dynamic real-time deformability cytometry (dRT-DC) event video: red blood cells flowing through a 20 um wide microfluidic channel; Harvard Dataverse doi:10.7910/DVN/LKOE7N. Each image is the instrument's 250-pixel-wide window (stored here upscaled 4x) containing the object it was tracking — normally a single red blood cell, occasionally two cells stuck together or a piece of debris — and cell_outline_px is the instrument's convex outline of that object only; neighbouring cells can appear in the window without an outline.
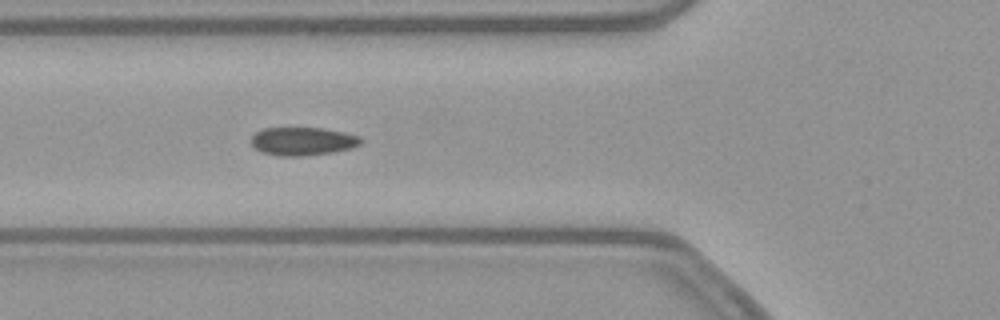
{"species": "common noctule bat (a hibernating species)", "species_latin": "Nyctalus noctula", "temperature_condition": "warm", "stored_images_in_passage": 39, "camera_frame_rate_fps": 3000, "um_per_image_px": 0.085, "animal": {"sex": "female", "body_mass_g": 21.9}, "frame": {"image": 1, "passage_image": 4, "time_ms": 1.0, "image_size_px": [1000, 320], "cell_outline_px": [[364, 140], [360, 144], [352, 148], [332, 152], [300, 156], [280, 156], [260, 152], [252, 144], [252, 136], [256, 132], [264, 128], [324, 128], [344, 132], [360, 136]], "centroid_in_image_um": [25.75, 12.0], "position_along_channel_um": 100.0, "area_um2": 18.03}}
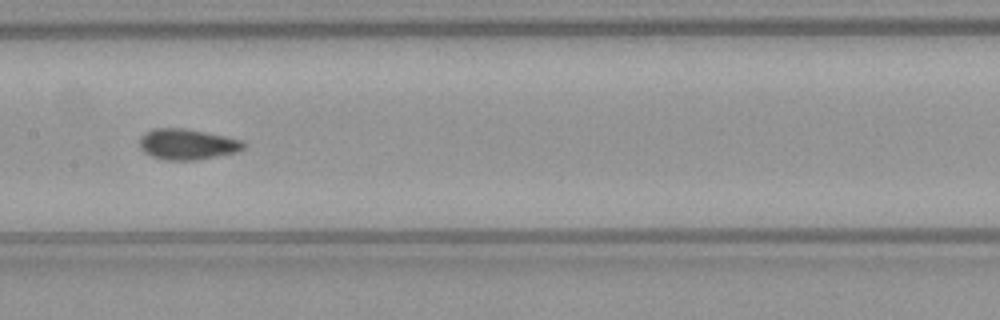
{"frame": {"image": 2, "passage_image": 11, "time_ms": 3.333, "image_size_px": [1000, 320], "cell_outline_px": [[244, 148], [236, 152], [196, 160], [164, 160], [152, 156], [144, 152], [140, 148], [140, 136], [144, 132], [152, 128], [184, 128], [224, 136], [240, 140], [244, 144]], "centroid_in_image_um": [15.85, 12.26], "position_along_channel_um": 191.5, "area_um2": 18.5}}
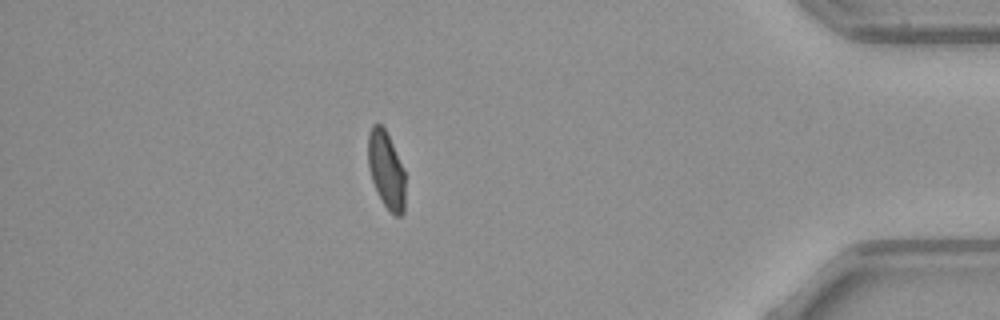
{"frame": {"image": 3, "passage_image": 31, "time_ms": 10.0, "image_size_px": [1000, 320], "cell_outline_px": [[404, 212], [400, 216], [396, 216], [388, 212], [372, 180], [368, 168], [368, 132], [372, 124], [380, 124], [384, 128], [404, 168]], "centroid_in_image_um": [32.82, 14.45], "position_along_channel_um": 402.4, "area_um2": 16.59}, "authors_computed_cell_mechanics": {"area_um2": 17.8602, "velocity_mm_per_s": 3.8836, "shape_relaxation_time_tau1_ms": null, "shape_relaxation_time_tau2_ms": 1.0335, "deformation_change_tau1": null, "deformation_change_tau2": 0.0545}}